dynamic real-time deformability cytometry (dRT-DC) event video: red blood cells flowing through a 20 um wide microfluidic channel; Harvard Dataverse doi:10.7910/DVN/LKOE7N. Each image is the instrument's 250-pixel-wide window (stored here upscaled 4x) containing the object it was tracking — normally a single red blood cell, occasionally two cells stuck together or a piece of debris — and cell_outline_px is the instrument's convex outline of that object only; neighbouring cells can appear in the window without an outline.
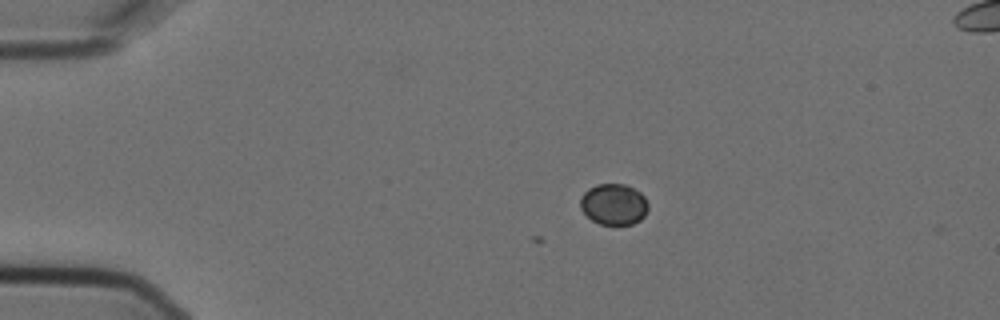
{"species": "Egyptian fruit bat (a non-hibernating species)", "species_latin": "Rousettus aegyptiacus", "temperature_condition": "cold", "stored_images_in_passage": 6, "camera_frame_rate_fps": 3000, "um_per_image_px": 0.085, "animal": {"sex": "female"}, "frame": {"image": 1, "passage_image": 1, "time_ms": 0.0, "image_size_px": [1000, 320], "cell_outline_px": [[648, 208], [644, 216], [640, 220], [632, 224], [600, 224], [592, 220], [580, 208], [580, 196], [588, 188], [596, 184], [624, 184], [640, 192], [644, 196], [648, 204]], "centroid_in_image_um": [52.15, 17.35], "position_along_channel_um": 32.8, "area_um2": 16.24}}
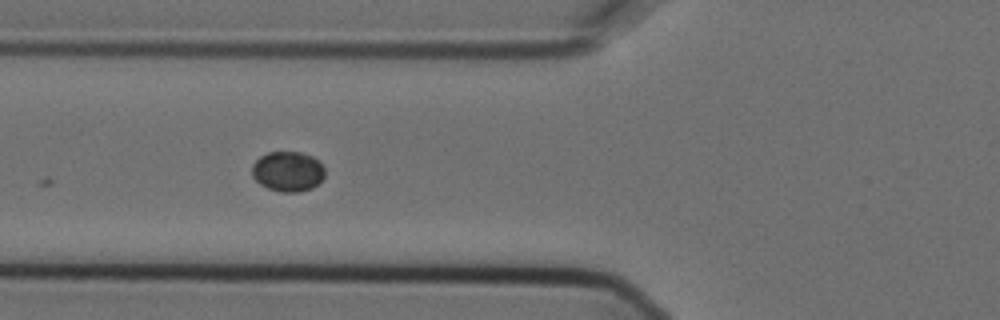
{"frame": {"image": 2, "passage_image": 4, "time_ms": 1.0, "image_size_px": [1000, 320], "cell_outline_px": [[324, 176], [312, 188], [300, 192], [280, 192], [268, 188], [260, 184], [252, 176], [252, 164], [260, 156], [268, 152], [300, 152], [312, 156], [324, 168]], "centroid_in_image_um": [24.43, 14.57], "position_along_channel_um": 101.4, "area_um2": 16.94}}
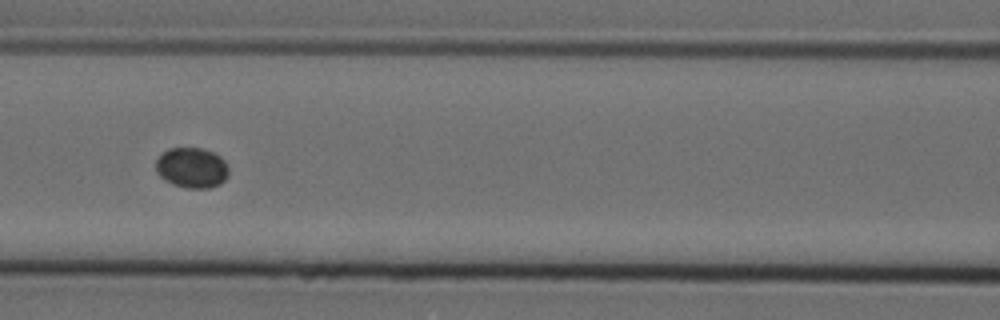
{"frame": {"image": 3, "passage_image": 5, "time_ms": 1.333, "image_size_px": [1000, 320], "cell_outline_px": [[228, 176], [220, 184], [208, 188], [188, 188], [172, 184], [164, 180], [156, 172], [156, 160], [168, 148], [200, 148], [212, 152], [220, 156], [224, 160], [228, 168]], "centroid_in_image_um": [16.3, 14.27], "position_along_channel_um": 150.3, "area_um2": 17.11}}